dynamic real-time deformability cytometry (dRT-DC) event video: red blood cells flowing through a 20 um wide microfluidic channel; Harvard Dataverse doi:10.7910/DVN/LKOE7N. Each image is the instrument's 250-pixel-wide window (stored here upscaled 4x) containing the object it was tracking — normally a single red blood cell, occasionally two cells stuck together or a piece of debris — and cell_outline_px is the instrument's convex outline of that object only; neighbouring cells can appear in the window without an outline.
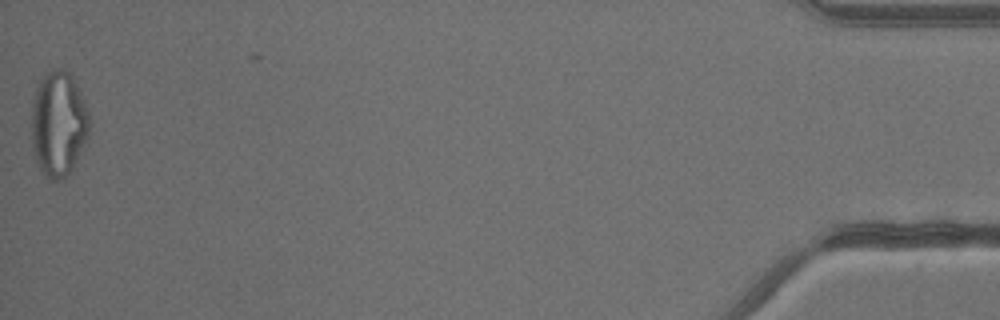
{"species": "common noctule bat (a hibernating species)", "species_latin": "Nyctalus noctula", "temperature_condition": "warm", "stored_images_in_passage": 41, "camera_frame_rate_fps": 3000, "um_per_image_px": 0.085, "animal": {"sex": "male", "body_mass_g": 13.3}, "frame": {"image": 1, "passage_image": 41, "time_ms": 13.333, "image_size_px": [1000, 320], "cell_outline_px": [[88, 136], [72, 168], [60, 180], [48, 180], [40, 172], [36, 164], [32, 148], [32, 104], [36, 88], [44, 72], [52, 68], [64, 68], [72, 72], [84, 100], [88, 112]], "centroid_in_image_um": [4.94, 10.48], "position_along_channel_um": 430.3, "area_um2": 35.89}}